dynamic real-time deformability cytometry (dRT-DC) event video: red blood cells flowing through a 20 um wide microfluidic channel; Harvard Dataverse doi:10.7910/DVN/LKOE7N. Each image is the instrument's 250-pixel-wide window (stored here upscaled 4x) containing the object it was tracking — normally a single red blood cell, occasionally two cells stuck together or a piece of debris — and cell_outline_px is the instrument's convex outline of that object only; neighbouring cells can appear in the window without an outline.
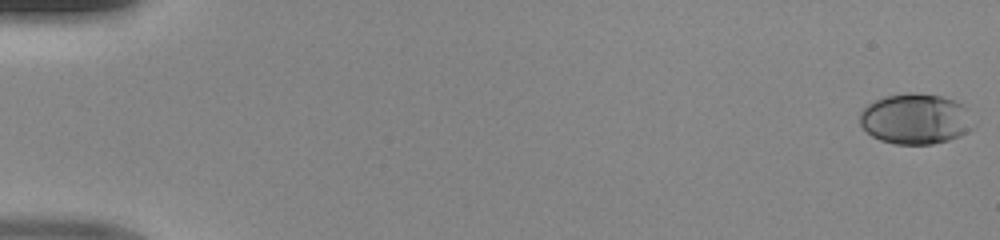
{"species": "human", "species_latin": "Homo sapiens", "temperature_condition": "room temperature", "stored_images_in_passage": 49, "camera_frame_rate_fps": 3000, "um_per_image_px": 0.085, "donor": {"sex": "male"}, "frame": {"image": 1, "passage_image": 1, "time_ms": 0.0, "image_size_px": [1000, 240], "cell_outline_px": [[976, 124], [968, 132], [960, 136], [948, 140], [932, 144], [892, 144], [880, 140], [872, 136], [860, 124], [860, 112], [868, 104], [884, 96], [908, 92], [916, 92], [940, 96], [956, 100], [964, 104], [968, 108]], "centroid_in_image_um": [77.87, 10.1], "position_along_channel_um": 7.1, "area_um2": 33.99}}
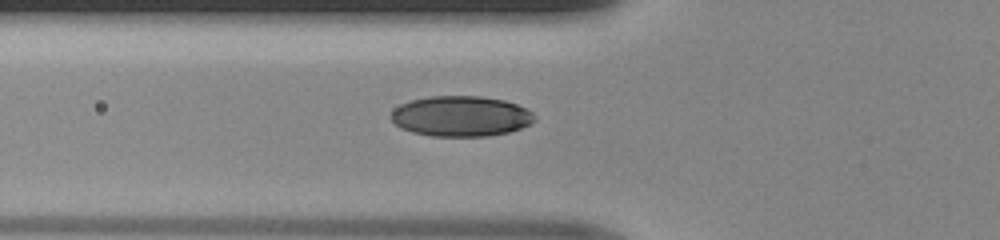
{"frame": {"image": 2, "passage_image": 19, "time_ms": 6.0, "image_size_px": [1000, 240], "cell_outline_px": [[536, 120], [532, 124], [508, 132], [488, 136], [432, 136], [412, 132], [400, 128], [388, 116], [400, 104], [412, 100], [432, 96], [480, 96], [504, 100], [516, 104], [532, 112], [536, 116]], "centroid_in_image_um": [39.18, 9.88], "position_along_channel_um": 86.6, "area_um2": 33.87}}
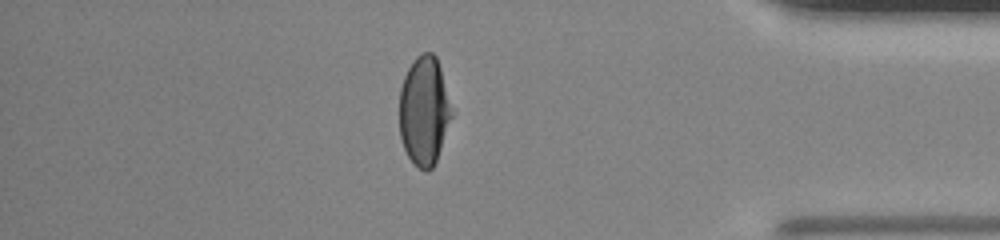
{"frame": {"image": 3, "passage_image": 43, "time_ms": 14.0, "image_size_px": [1000, 240], "cell_outline_px": [[452, 116], [436, 160], [432, 168], [428, 172], [424, 172], [412, 164], [404, 148], [400, 136], [400, 88], [404, 76], [412, 60], [416, 56], [424, 52], [432, 52], [436, 56], [440, 68], [452, 108]], "centroid_in_image_um": [36.04, 9.43], "position_along_channel_um": 399.2, "area_um2": 33.18}}